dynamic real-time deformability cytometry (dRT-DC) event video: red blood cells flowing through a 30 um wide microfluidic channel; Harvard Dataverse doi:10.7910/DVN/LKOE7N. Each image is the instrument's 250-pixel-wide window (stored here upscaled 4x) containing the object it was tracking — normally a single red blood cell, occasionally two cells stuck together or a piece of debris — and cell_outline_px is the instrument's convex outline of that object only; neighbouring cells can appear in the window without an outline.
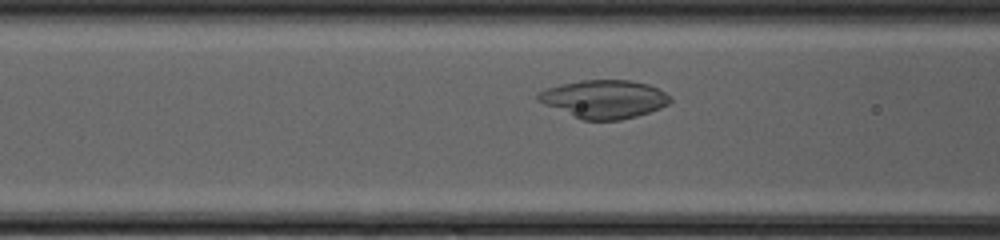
{"species": "common noctule bat (a hibernating species)", "species_latin": "Nyctalus noctula", "temperature_condition": "cold", "stored_images_in_passage": 39, "camera_frame_rate_fps": 3000, "um_per_image_px": 0.085, "animal": {"sex": "female", "body_mass_g": 20.0, "forearm_length_mm": 54.0}, "frame": {"image": 1, "passage_image": 10, "time_ms": 3.0, "image_size_px": [1000, 240], "cell_outline_px": [[672, 100], [668, 104], [660, 108], [636, 116], [620, 120], [584, 120], [544, 104], [536, 100], [536, 92], [560, 84], [580, 80], [632, 80], [648, 84], [672, 96]], "centroid_in_image_um": [51.35, 8.41], "position_along_channel_um": 115.3, "area_um2": 29.36}}
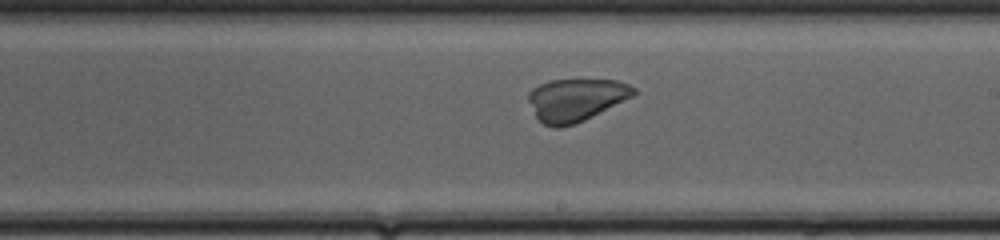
{"frame": {"image": 2, "passage_image": 19, "time_ms": 6.0, "image_size_px": [1000, 240], "cell_outline_px": [[636, 92], [632, 96], [576, 124], [560, 128], [552, 128], [536, 120], [528, 100], [528, 92], [532, 88], [548, 80], [616, 80], [628, 84], [636, 88]], "centroid_in_image_um": [48.89, 8.5], "position_along_channel_um": 240.1, "area_um2": 26.18}}
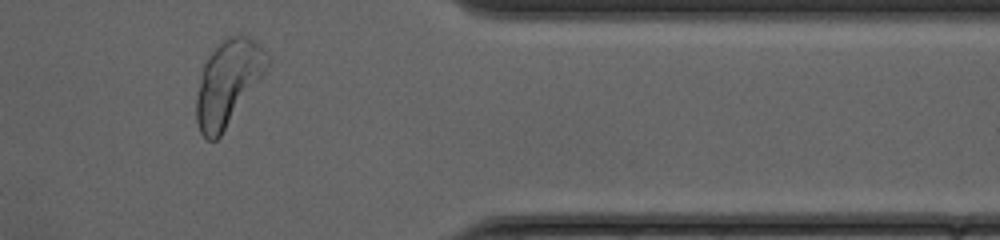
{"frame": {"image": 3, "passage_image": 31, "time_ms": 10.0, "image_size_px": [1000, 240], "cell_outline_px": [[268, 64], [264, 72], [220, 136], [216, 140], [208, 140], [200, 132], [196, 120], [196, 96], [200, 72], [208, 56], [228, 36], [244, 36], [252, 40], [268, 52]], "centroid_in_image_um": [19.33, 7.04], "position_along_channel_um": 392.1, "area_um2": 34.16}, "authors_computed_cell_mechanics": {"area_um2": 29.2468, "velocity_mm_per_s": 4.16, "shape_relaxation_time_tau1_ms": 1.87, "shape_relaxation_time_tau2_ms": 1.6984, "deformation_change_tau1": 0.1191, "deformation_change_tau2": 0.0888}}